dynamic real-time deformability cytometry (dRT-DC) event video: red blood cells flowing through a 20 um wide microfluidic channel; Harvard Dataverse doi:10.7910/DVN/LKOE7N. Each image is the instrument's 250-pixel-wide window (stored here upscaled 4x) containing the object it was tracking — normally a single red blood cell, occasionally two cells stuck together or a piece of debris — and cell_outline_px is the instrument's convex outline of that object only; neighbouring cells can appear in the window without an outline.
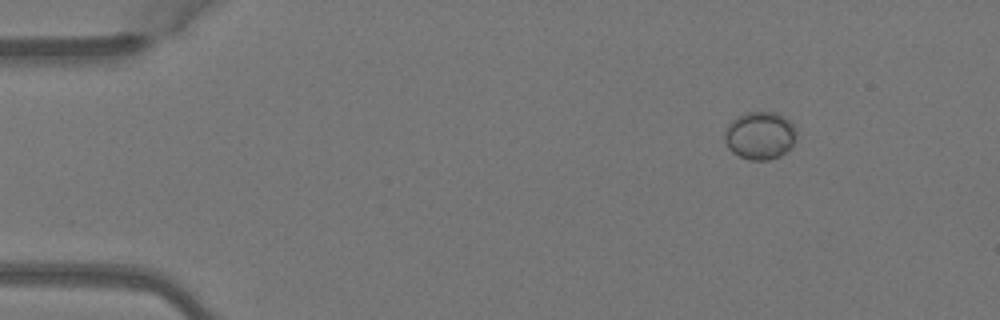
{"species": "Egyptian fruit bat (a non-hibernating species)", "species_latin": "Rousettus aegyptiacus", "temperature_condition": "warm", "stored_images_in_passage": 2, "camera_frame_rate_fps": 3000, "um_per_image_px": 0.085, "animal": {"sex": "female"}, "frame": {"image": 1, "passage_image": 2, "time_ms": 0.333, "image_size_px": [1000, 320], "cell_outline_px": [[796, 140], [780, 156], [768, 160], [748, 160], [732, 152], [728, 148], [724, 140], [724, 132], [732, 120], [736, 116], [748, 112], [776, 112], [784, 116], [796, 128]], "centroid_in_image_um": [64.58, 11.51], "position_along_channel_um": 20.4, "area_um2": 20.06}}